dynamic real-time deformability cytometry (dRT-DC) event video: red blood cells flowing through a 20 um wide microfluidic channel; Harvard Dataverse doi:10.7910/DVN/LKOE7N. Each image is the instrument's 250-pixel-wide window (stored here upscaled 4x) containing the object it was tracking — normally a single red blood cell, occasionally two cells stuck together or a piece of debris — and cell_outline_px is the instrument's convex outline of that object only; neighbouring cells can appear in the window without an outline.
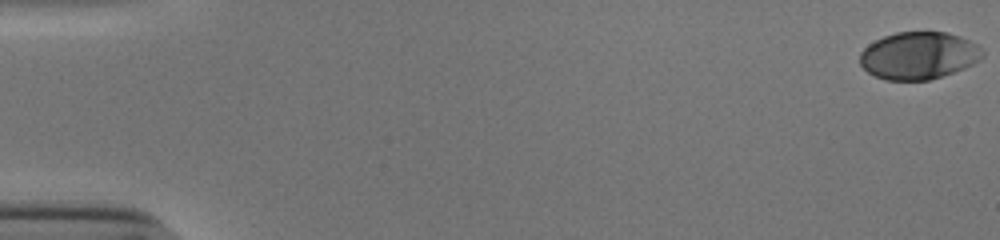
{"species": "human", "species_latin": "Homo sapiens", "temperature_condition": "cold", "stored_images_in_passage": 47, "camera_frame_rate_fps": 3000, "um_per_image_px": 0.085, "donor": {"sex": "male"}, "frame": {"image": 1, "passage_image": 1, "time_ms": 0.0, "image_size_px": [1000, 240], "cell_outline_px": [[984, 56], [980, 60], [964, 68], [928, 80], [884, 80], [868, 72], [860, 64], [860, 52], [868, 44], [884, 36], [896, 32], [948, 32], [960, 36], [976, 44], [984, 52]], "centroid_in_image_um": [78.08, 4.72], "position_along_channel_um": 6.9, "area_um2": 33.76}}
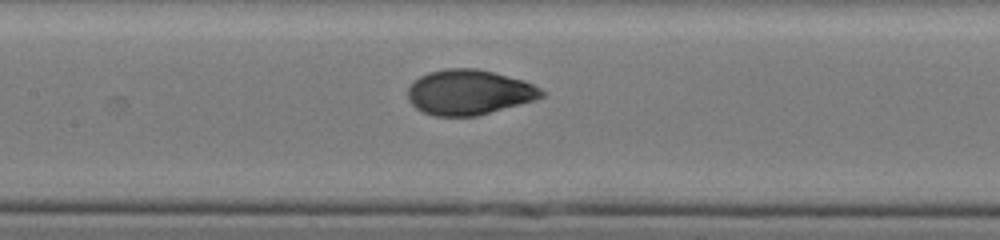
{"frame": {"image": 2, "passage_image": 27, "time_ms": 8.667, "image_size_px": [1000, 240], "cell_outline_px": [[544, 96], [536, 100], [476, 116], [436, 116], [424, 112], [416, 108], [408, 100], [408, 88], [420, 76], [428, 72], [444, 68], [476, 68], [524, 80], [540, 88], [544, 92]], "centroid_in_image_um": [39.87, 7.84], "position_along_channel_um": 167.5, "area_um2": 35.08}}
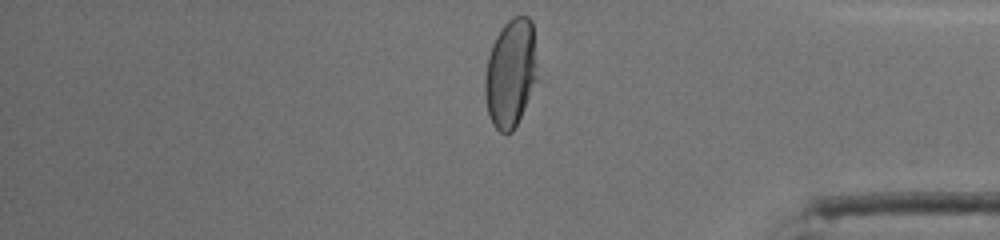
{"frame": {"image": 3, "passage_image": 46, "time_ms": 15.0, "image_size_px": [1000, 240], "cell_outline_px": [[540, 80], [512, 132], [500, 132], [492, 124], [488, 116], [484, 96], [484, 76], [488, 56], [492, 44], [496, 36], [504, 24], [512, 16], [528, 16], [532, 20]], "centroid_in_image_um": [43.44, 6.22], "position_along_channel_um": 391.8, "area_um2": 34.16}, "authors_computed_cell_mechanics": {"area_um2": 35.0846, "velocity_mm_per_s": 3.84, "shape_relaxation_time_tau1_ms": 3.6532, "shape_relaxation_time_tau2_ms": null, "deformation_change_tau1": 0.1876, "deformation_change_tau2": null}}